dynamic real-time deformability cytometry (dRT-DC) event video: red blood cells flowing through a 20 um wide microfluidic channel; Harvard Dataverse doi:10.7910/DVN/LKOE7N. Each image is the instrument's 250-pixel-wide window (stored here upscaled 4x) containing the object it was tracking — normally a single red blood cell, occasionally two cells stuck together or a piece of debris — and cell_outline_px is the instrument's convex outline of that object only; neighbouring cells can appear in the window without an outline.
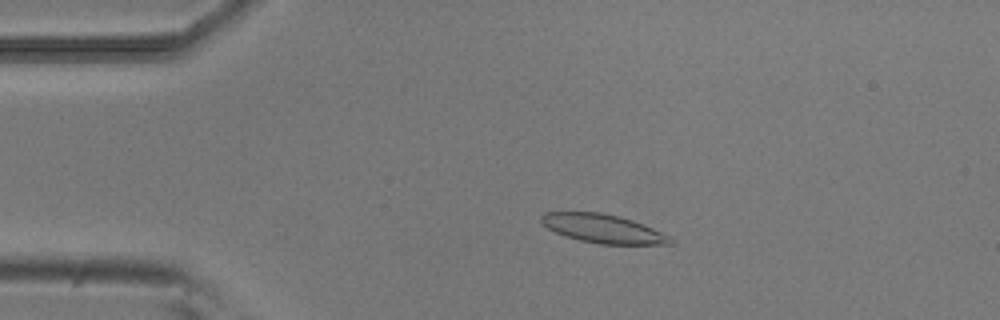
{"species": "common noctule bat (a hibernating species)", "species_latin": "Nyctalus noctula", "temperature_condition": "room temperature", "stored_images_in_passage": 46, "camera_frame_rate_fps": 3000, "um_per_image_px": 0.085, "animal": {"sex": "male", "body_mass_g": 20.5, "forearm_length_mm": 52.5}, "frame": {"image": 1, "passage_image": 5, "time_ms": 1.333, "image_size_px": [1000, 320], "cell_outline_px": [[676, 240], [672, 244], [600, 244], [580, 240], [556, 232], [548, 228], [540, 220], [540, 216], [544, 212], [600, 212], [620, 216], [632, 220], [652, 228]], "centroid_in_image_um": [51.26, 19.43], "position_along_channel_um": 33.7, "area_um2": 21.33}}
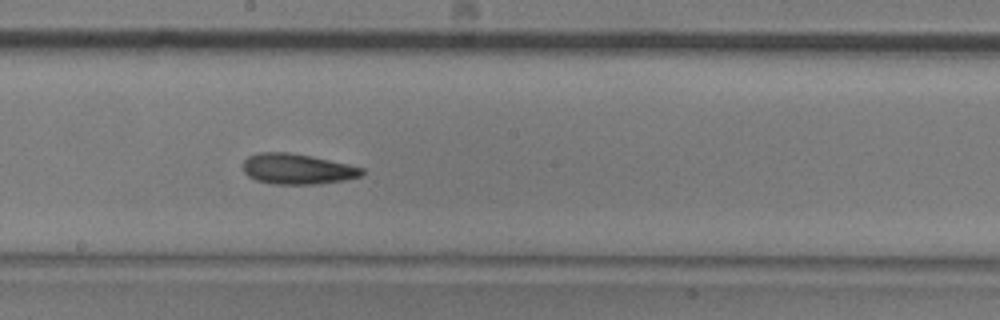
{"frame": {"image": 2, "passage_image": 23, "time_ms": 7.333, "image_size_px": [1000, 320], "cell_outline_px": [[364, 172], [360, 176], [344, 180], [316, 184], [272, 184], [256, 180], [248, 176], [244, 172], [244, 160], [248, 156], [260, 152], [292, 152], [312, 156], [348, 164], [364, 168]], "centroid_in_image_um": [25.26, 14.36], "position_along_channel_um": 222.9, "area_um2": 21.15}}
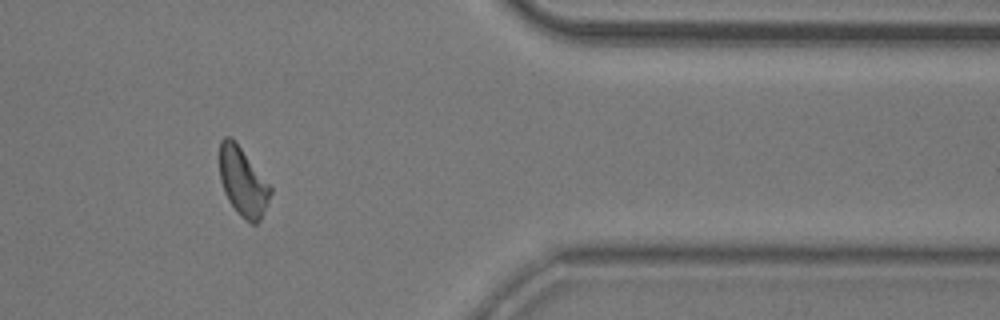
{"frame": {"image": 3, "passage_image": 38, "time_ms": 12.333, "image_size_px": [1000, 320], "cell_outline_px": [[272, 192], [268, 204], [260, 220], [256, 224], [252, 224], [240, 216], [236, 212], [228, 200], [224, 192], [220, 180], [220, 140], [224, 136], [232, 136], [272, 188]], "centroid_in_image_um": [20.64, 15.46], "position_along_channel_um": 390.8, "area_um2": 20.4}, "authors_computed_cell_mechanics": {"area_um2": 20.6924, "velocity_mm_per_s": 3.8088, "shape_relaxation_time_tau1_ms": 4.2629, "shape_relaxation_time_tau2_ms": 4.5147, "deformation_change_tau1": 0.1337, "deformation_change_tau2": 0.1345}}